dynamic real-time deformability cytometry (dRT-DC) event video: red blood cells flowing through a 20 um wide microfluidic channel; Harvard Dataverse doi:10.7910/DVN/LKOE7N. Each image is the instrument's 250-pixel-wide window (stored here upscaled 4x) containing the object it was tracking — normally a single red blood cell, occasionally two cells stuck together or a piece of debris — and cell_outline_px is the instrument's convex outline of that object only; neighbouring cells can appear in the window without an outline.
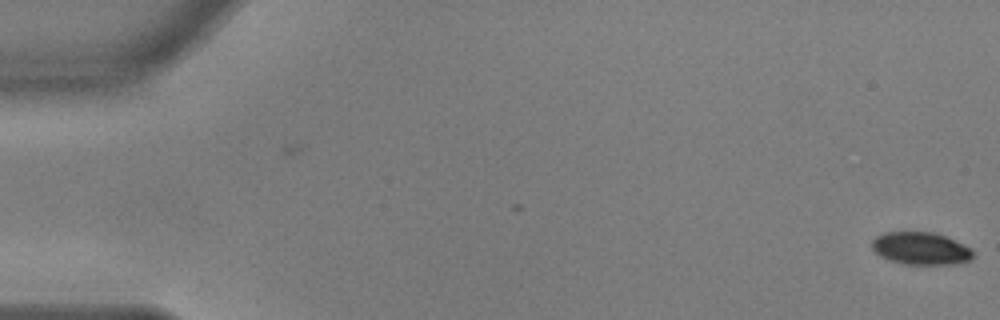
{"species": "common noctule bat (a hibernating species)", "species_latin": "Nyctalus noctula", "temperature_condition": "warm", "stored_images_in_passage": 57, "segment_of_instrument_passage": [1, 2], "camera_frame_rate_fps": 3000, "um_per_image_px": 0.085, "animal": {"sex": "male", "body_mass_g": 17.9, "forearm_length_mm": 54.2}, "frame": {"image": 1, "passage_image": 1, "time_ms": 0.0, "image_size_px": [1000, 320], "cell_outline_px": [[976, 256], [972, 260], [952, 264], [904, 264], [888, 260], [880, 256], [872, 248], [872, 240], [876, 236], [884, 232], [936, 232], [972, 248]], "centroid_in_image_um": [78.29, 21.12], "position_along_channel_um": 6.7, "area_um2": 19.36}}
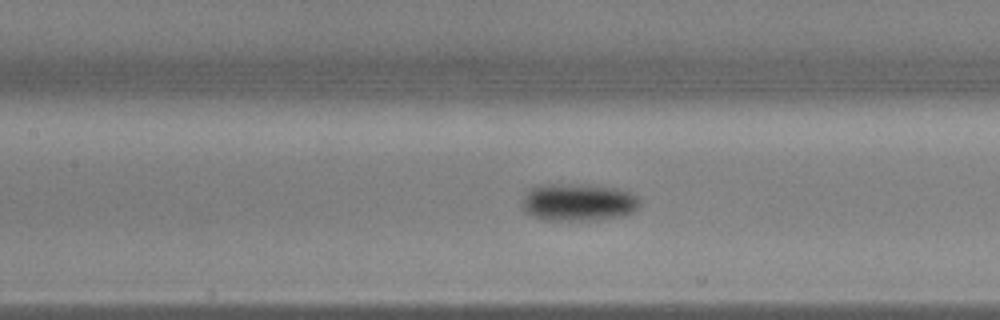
{"frame": {"image": 2, "passage_image": 26, "time_ms": 8.333, "image_size_px": [1000, 320], "cell_outline_px": [[640, 208], [628, 216], [596, 220], [544, 220], [532, 216], [524, 212], [520, 204], [524, 196], [532, 188], [544, 184], [560, 184], [616, 188], [632, 192], [640, 200]], "centroid_in_image_um": [49.19, 17.22], "position_along_channel_um": 158.2, "area_um2": 25.89}}
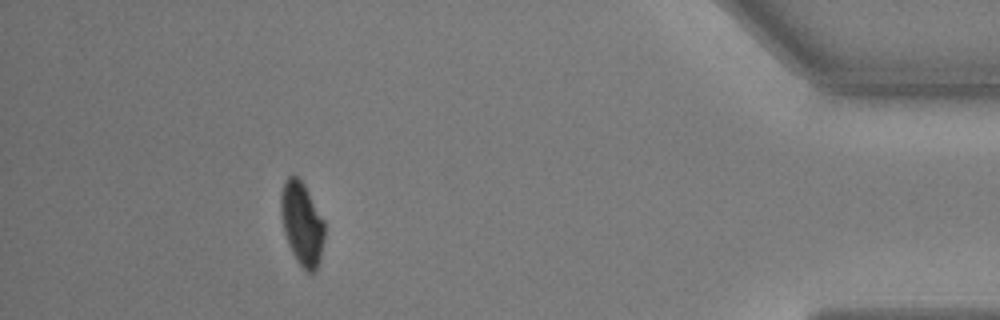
{"frame": {"image": 3, "passage_image": 51, "time_ms": 16.667, "image_size_px": [1000, 320], "cell_outline_px": [[324, 240], [320, 260], [316, 268], [312, 272], [308, 272], [296, 260], [288, 244], [284, 232], [280, 212], [280, 192], [284, 180], [288, 176], [296, 176], [304, 184], [324, 220]], "centroid_in_image_um": [25.65, 18.98], "position_along_channel_um": 409.6, "area_um2": 21.15}}